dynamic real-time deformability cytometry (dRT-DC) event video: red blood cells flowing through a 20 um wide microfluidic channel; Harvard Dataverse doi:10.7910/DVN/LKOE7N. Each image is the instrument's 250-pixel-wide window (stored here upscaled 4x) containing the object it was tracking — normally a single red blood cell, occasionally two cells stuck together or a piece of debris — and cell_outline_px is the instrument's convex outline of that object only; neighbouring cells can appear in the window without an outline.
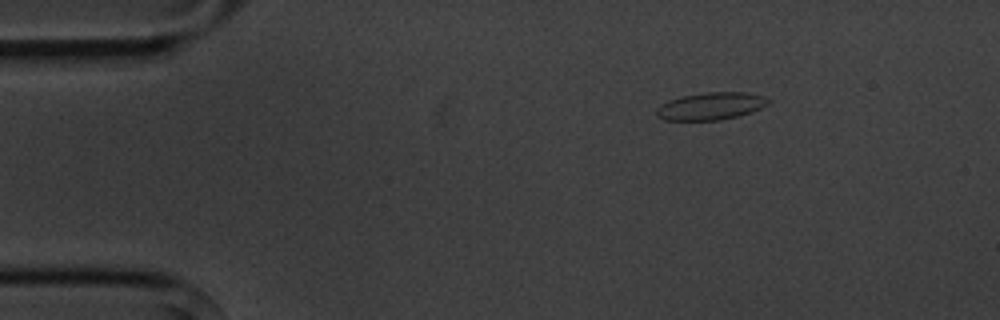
{"species": "common noctule bat (a hibernating species)", "species_latin": "Nyctalus noctula", "temperature_condition": "cold", "stored_images_in_passage": 4, "camera_frame_rate_fps": 3000, "um_per_image_px": 0.085, "animal": {"sex": "male", "body_mass_g": 20.1, "forearm_length_mm": 53.5}, "frame": {"image": 1, "passage_image": 4, "time_ms": 3.333, "image_size_px": [1000, 320], "cell_outline_px": [[772, 100], [768, 104], [752, 112], [720, 120], [664, 120], [656, 116], [656, 108], [660, 104], [668, 100], [680, 96], [708, 92], [744, 92], [764, 96]], "centroid_in_image_um": [60.4, 9.01], "position_along_channel_um": 24.6, "area_um2": 17.98}}